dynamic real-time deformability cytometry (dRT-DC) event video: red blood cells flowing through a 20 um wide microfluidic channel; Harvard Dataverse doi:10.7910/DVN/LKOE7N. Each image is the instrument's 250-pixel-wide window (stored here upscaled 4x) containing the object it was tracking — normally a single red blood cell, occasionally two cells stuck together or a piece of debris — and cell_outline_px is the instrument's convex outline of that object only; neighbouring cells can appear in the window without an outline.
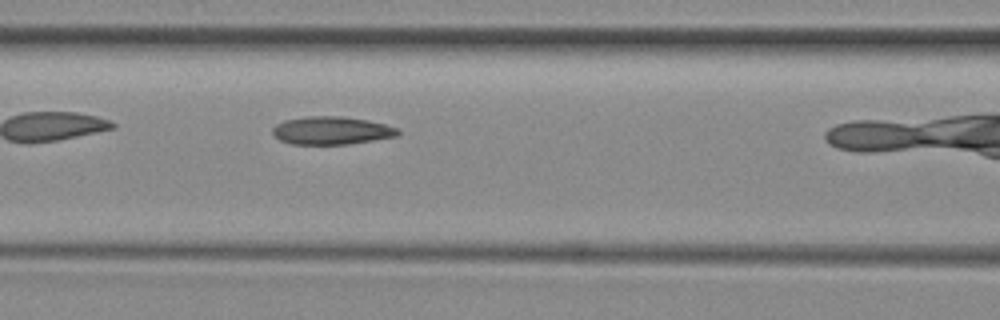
{"species": "common noctule bat (a hibernating species)", "species_latin": "Nyctalus noctula", "temperature_condition": "room temperature", "stored_images_in_passage": 5, "camera_frame_rate_fps": 3000, "um_per_image_px": 0.085, "animal": {"sex": "female", "body_mass_g": 29.2, "forearm_length_mm": 56.3}, "frame": {"image": 1, "passage_image": 5, "time_ms": 5.0, "image_size_px": [1000, 320], "cell_outline_px": [[400, 136], [348, 144], [292, 144], [280, 140], [272, 132], [272, 128], [276, 124], [284, 120], [308, 116], [344, 116], [368, 120], [384, 124], [396, 128], [400, 132]], "centroid_in_image_um": [28.19, 11.09], "position_along_channel_um": 138.4, "area_um2": 20.46}}